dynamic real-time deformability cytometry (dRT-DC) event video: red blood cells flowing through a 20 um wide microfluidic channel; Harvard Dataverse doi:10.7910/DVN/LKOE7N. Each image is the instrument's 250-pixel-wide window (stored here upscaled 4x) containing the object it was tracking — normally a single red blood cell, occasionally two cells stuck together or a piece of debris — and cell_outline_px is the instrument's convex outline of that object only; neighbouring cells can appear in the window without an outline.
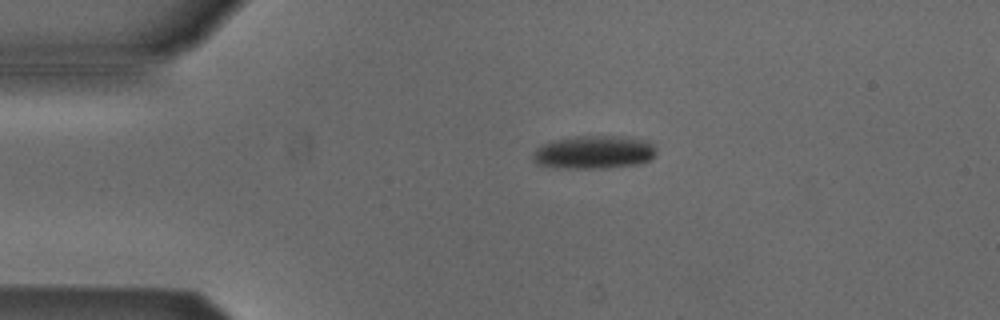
{"species": "Egyptian fruit bat (a non-hibernating species)", "species_latin": "Rousettus aegyptiacus", "temperature_condition": "cold", "stored_images_in_passage": 1, "camera_frame_rate_fps": 3000, "um_per_image_px": 0.085, "animal": {"sex": "male"}, "frame": {"image": 1, "passage_image": 1, "time_ms": 0.0, "image_size_px": [1000, 320], "cell_outline_px": [[656, 156], [652, 160], [640, 164], [608, 168], [556, 168], [536, 164], [532, 160], [532, 156], [536, 148], [540, 144], [556, 140], [576, 136], [624, 136], [648, 140], [656, 144]], "centroid_in_image_um": [50.54, 12.94], "position_along_channel_um": 34.5, "area_um2": 24.51}}